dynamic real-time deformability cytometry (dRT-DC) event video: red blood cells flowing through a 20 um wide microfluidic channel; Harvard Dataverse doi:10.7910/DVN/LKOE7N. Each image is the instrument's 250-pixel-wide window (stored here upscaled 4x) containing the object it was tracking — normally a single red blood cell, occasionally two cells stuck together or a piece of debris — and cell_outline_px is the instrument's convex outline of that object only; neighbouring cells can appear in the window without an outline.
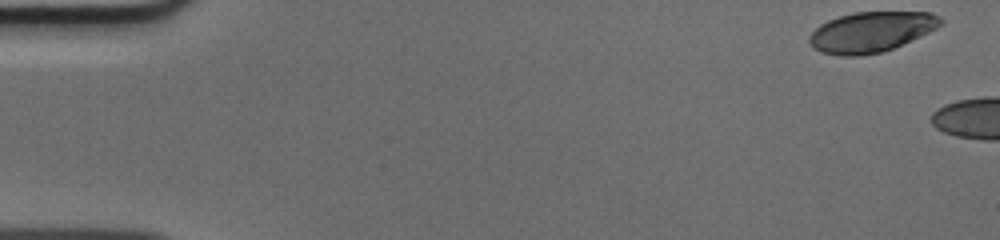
{"species": "human", "species_latin": "Homo sapiens", "temperature_condition": "cold", "stored_images_in_passage": 9, "camera_frame_rate_fps": 3000, "um_per_image_px": 0.085, "donor": {"sex": "male"}, "frame": {"image": 1, "passage_image": 1, "time_ms": 0.0, "image_size_px": [1000, 240], "cell_outline_px": [[944, 24], [920, 36], [884, 52], [860, 56], [840, 56], [820, 52], [812, 48], [808, 40], [808, 36], [820, 24], [828, 20], [852, 12], [932, 12], [940, 16], [944, 20]], "centroid_in_image_um": [74.04, 2.72], "position_along_channel_um": 11.0, "area_um2": 31.15}}